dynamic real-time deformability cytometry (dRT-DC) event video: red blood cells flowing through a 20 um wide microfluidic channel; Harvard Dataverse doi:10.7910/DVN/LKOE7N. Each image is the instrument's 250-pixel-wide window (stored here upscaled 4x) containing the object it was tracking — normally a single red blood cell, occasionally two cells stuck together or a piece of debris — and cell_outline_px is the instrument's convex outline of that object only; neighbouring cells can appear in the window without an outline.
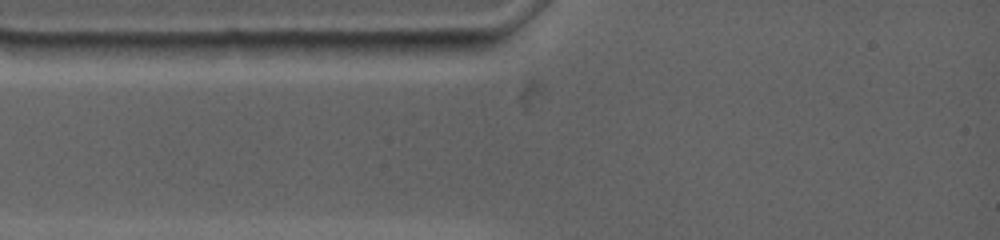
{"species": "common noctule bat (a hibernating species)", "species_latin": "Nyctalus noctula", "temperature_condition": "warm", "stored_images_in_passage": 3, "camera_frame_rate_fps": 4500, "um_per_image_px": 0.085, "animal": {"sex": "female", "body_mass_g": 19.0, "forearm_length_mm": 53.3}, "frame": {"image": 1, "passage_image": 1, "time_ms": 0.0, "image_size_px": [1000, 240], "cell_outline_px": [[500, 40], [476, 56], [408, 60], [372, 60], [344, 56], [328, 40], [500, 36]], "centroid_in_image_um": [35.22, 4.06], "position_along_channel_um": 49.8, "area_um2": 22.48}}